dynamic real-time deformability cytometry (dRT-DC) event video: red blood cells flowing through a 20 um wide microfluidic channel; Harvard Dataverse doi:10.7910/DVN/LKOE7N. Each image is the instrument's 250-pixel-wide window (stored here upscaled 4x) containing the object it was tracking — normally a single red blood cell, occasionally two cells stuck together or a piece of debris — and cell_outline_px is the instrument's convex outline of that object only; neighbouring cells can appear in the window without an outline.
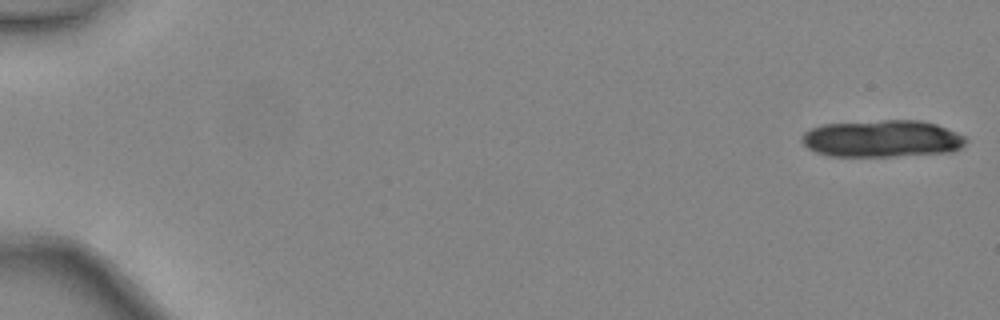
{"species": "common noctule bat (a hibernating species)", "species_latin": "Nyctalus noctula", "temperature_condition": "warm", "stored_images_in_passage": 13, "camera_frame_rate_fps": 3000, "um_per_image_px": 0.085, "animal": {"sex": "female", "body_mass_g": 24.6, "forearm_length_mm": 56.2}, "frame": {"image": 1, "passage_image": 1, "time_ms": 0.0, "image_size_px": [1000, 320], "cell_outline_px": [[968, 140], [960, 148], [952, 152], [892, 156], [828, 156], [816, 152], [808, 148], [800, 140], [804, 132], [820, 124], [880, 120], [920, 120], [936, 124], [956, 132], [964, 136]], "centroid_in_image_um": [74.96, 11.78], "position_along_channel_um": 10.0, "area_um2": 35.6}}